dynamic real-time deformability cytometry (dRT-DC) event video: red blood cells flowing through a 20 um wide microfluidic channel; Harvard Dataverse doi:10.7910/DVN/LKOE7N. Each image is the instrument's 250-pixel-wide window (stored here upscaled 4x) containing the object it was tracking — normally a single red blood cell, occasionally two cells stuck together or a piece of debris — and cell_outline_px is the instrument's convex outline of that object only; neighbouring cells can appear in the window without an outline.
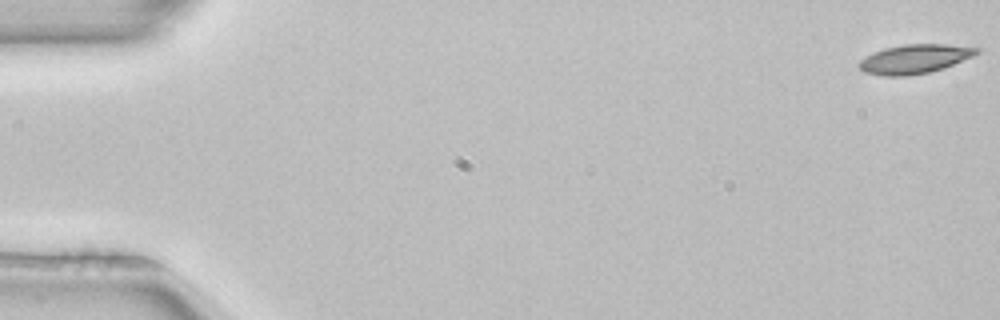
{"species": "common noctule bat (a hibernating species)", "species_latin": "Nyctalus noctula", "temperature_condition": "room temperature", "stored_images_in_passage": 4, "camera_frame_rate_fps": 3000, "um_per_image_px": 0.085, "animal": {"sex": "female", "body_mass_g": 22.7, "forearm_length_mm": 54.2}, "frame": {"image": 1, "passage_image": 1, "time_ms": 0.0, "image_size_px": [1000, 320], "cell_outline_px": [[980, 52], [972, 56], [944, 68], [928, 72], [908, 76], [884, 76], [864, 72], [856, 64], [860, 60], [872, 52], [884, 48], [904, 44], [944, 44], [980, 48]], "centroid_in_image_um": [77.7, 5.01], "position_along_channel_um": 7.3, "area_um2": 19.94}}
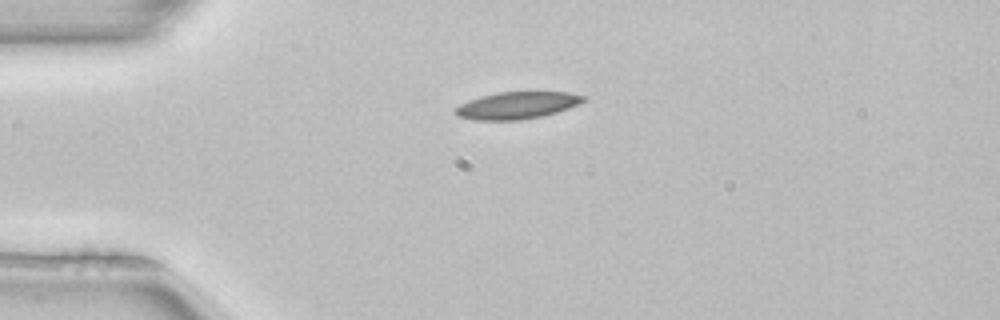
{"frame": {"image": 2, "passage_image": 4, "time_ms": 1.0, "image_size_px": [1000, 320], "cell_outline_px": [[588, 100], [568, 108], [544, 116], [520, 120], [476, 120], [456, 116], [452, 112], [460, 104], [468, 100], [496, 92], [568, 92], [588, 96]], "centroid_in_image_um": [43.96, 8.95], "position_along_channel_um": 41.0, "area_um2": 20.4}}